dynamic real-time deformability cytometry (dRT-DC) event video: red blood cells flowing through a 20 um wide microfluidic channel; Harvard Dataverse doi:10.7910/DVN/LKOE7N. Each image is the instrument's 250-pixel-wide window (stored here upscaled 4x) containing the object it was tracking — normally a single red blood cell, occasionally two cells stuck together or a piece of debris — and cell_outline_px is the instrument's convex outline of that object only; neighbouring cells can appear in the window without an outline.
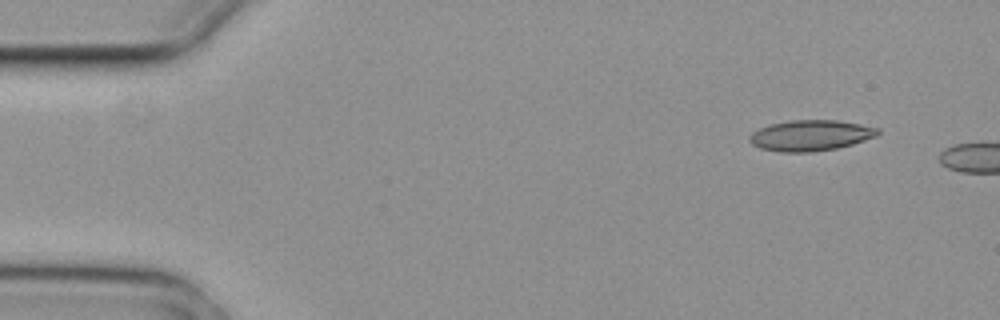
{"species": "common noctule bat (a hibernating species)", "species_latin": "Nyctalus noctula", "temperature_condition": "cold", "stored_images_in_passage": 3, "camera_frame_rate_fps": 3000, "um_per_image_px": 0.085, "animal": {"sex": "female", "body_mass_g": 29.2, "forearm_length_mm": 56.3}, "frame": {"image": 1, "passage_image": 1, "time_ms": 0.0, "image_size_px": [1000, 320], "cell_outline_px": [[880, 132], [876, 136], [852, 144], [836, 148], [812, 152], [780, 152], [760, 148], [752, 144], [748, 140], [748, 136], [752, 132], [760, 128], [772, 124], [788, 120], [836, 120], [860, 124], [880, 128]], "centroid_in_image_um": [68.88, 11.51], "position_along_channel_um": 16.1, "area_um2": 23.0}}